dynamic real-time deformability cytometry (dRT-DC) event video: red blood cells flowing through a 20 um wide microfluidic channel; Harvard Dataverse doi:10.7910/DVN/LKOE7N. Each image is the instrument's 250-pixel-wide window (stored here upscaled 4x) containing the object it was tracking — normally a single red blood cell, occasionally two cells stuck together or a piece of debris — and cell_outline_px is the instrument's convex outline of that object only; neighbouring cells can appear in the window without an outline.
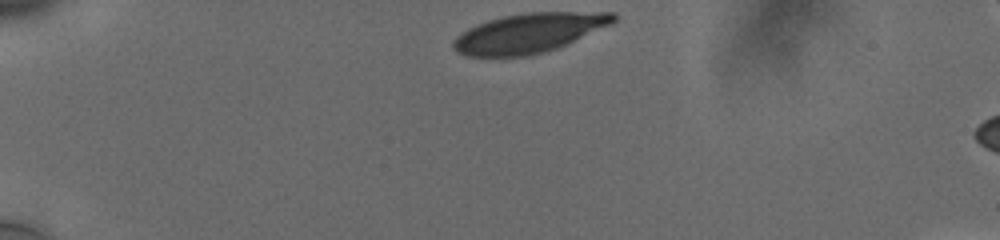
{"species": "human", "species_latin": "Homo sapiens", "temperature_condition": "cold", "stored_images_in_passage": 21, "camera_frame_rate_fps": 3000, "um_per_image_px": 0.085, "donor": {"sex": "male"}, "frame": {"image": 1, "passage_image": 1, "time_ms": 0.0, "image_size_px": [1000, 240], "cell_outline_px": [[616, 20], [612, 24], [556, 48], [544, 52], [528, 56], [468, 56], [456, 52], [452, 48], [452, 40], [460, 32], [476, 24], [500, 16], [528, 12], [616, 12]], "centroid_in_image_um": [44.92, 2.79], "position_along_channel_um": 40.1, "area_um2": 36.93}}
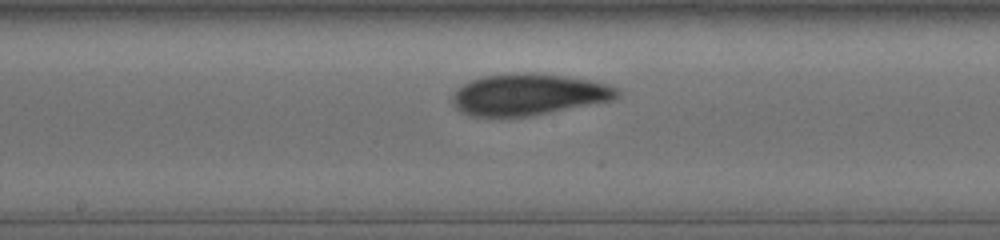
{"frame": {"image": 2, "passage_image": 16, "time_ms": 6.0, "image_size_px": [1000, 240], "cell_outline_px": [[620, 96], [612, 100], [532, 116], [472, 116], [460, 112], [452, 104], [452, 96], [456, 88], [460, 84], [484, 76], [512, 72], [532, 72], [564, 76], [588, 80], [608, 84], [616, 88], [620, 92]], "centroid_in_image_um": [44.88, 8.02], "position_along_channel_um": 203.3, "area_um2": 40.06}}
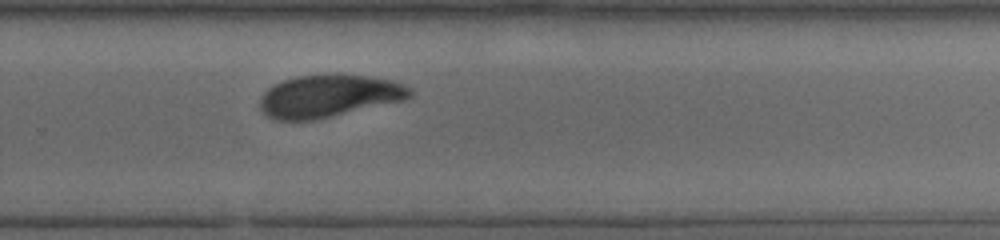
{"frame": {"image": 3, "passage_image": 21, "time_ms": 8.667, "image_size_px": [1000, 240], "cell_outline_px": [[416, 92], [412, 96], [404, 100], [332, 116], [308, 120], [276, 120], [268, 116], [260, 108], [260, 96], [268, 88], [284, 80], [296, 76], [332, 72], [340, 72], [372, 76], [392, 80], [404, 84], [412, 88]], "centroid_in_image_um": [28.01, 8.11], "position_along_channel_um": 301.8, "area_um2": 37.8}}